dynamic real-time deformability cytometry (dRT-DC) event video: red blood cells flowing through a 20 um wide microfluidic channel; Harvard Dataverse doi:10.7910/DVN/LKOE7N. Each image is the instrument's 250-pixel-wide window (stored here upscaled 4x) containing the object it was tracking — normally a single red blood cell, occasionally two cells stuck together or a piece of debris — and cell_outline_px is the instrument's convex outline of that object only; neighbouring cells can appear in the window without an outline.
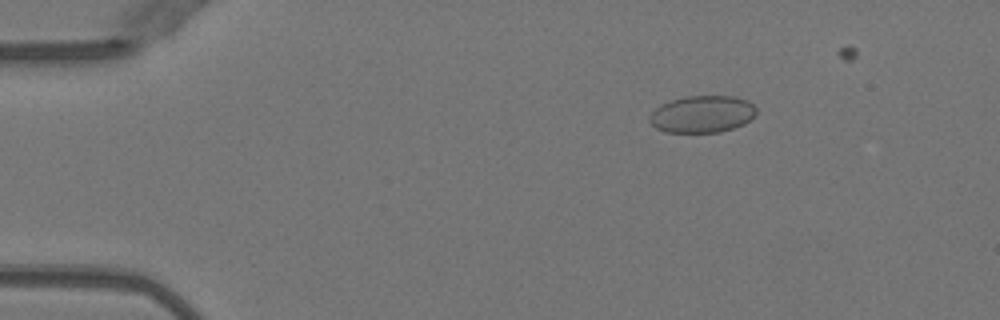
{"species": "Egyptian fruit bat (a non-hibernating species)", "species_latin": "Rousettus aegyptiacus", "temperature_condition": "warm", "stored_images_in_passage": 42, "camera_frame_rate_fps": 3000, "um_per_image_px": 0.085, "animal": {"sex": "female"}, "frame": {"image": 1, "passage_image": 4, "time_ms": 1.0, "image_size_px": [1000, 320], "cell_outline_px": [[756, 112], [744, 124], [720, 132], [664, 132], [656, 128], [648, 120], [648, 116], [660, 104], [684, 96], [736, 96], [748, 100], [756, 108]], "centroid_in_image_um": [59.66, 9.69], "position_along_channel_um": 25.3, "area_um2": 23.06}}
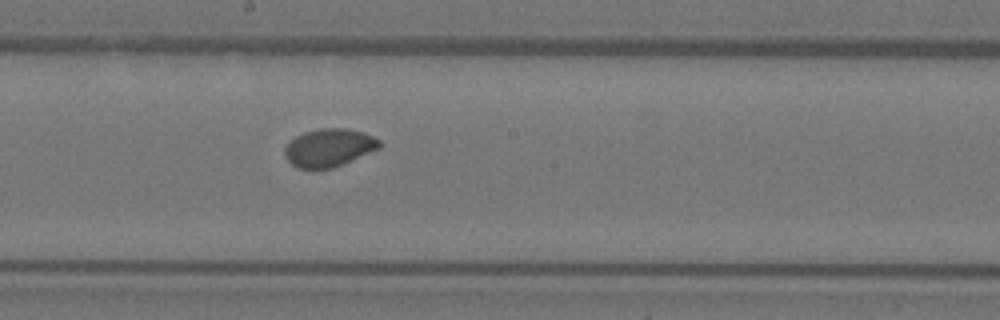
{"frame": {"image": 2, "passage_image": 24, "time_ms": 7.667, "image_size_px": [1000, 320], "cell_outline_px": [[380, 148], [332, 168], [296, 168], [284, 156], [284, 148], [296, 136], [304, 132], [320, 128], [348, 128], [372, 136], [380, 140]], "centroid_in_image_um": [27.94, 12.55], "position_along_channel_um": 220.3, "area_um2": 20.69}}
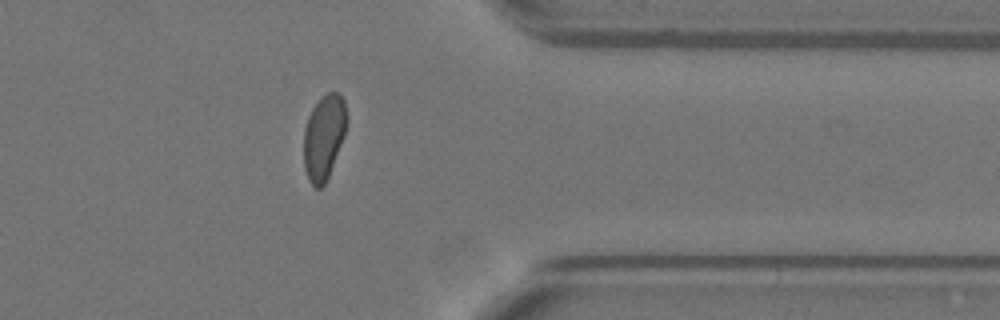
{"frame": {"image": 3, "passage_image": 37, "time_ms": 12.0, "image_size_px": [1000, 320], "cell_outline_px": [[348, 124], [344, 136], [328, 176], [324, 184], [320, 188], [316, 188], [308, 180], [304, 168], [304, 128], [308, 116], [312, 108], [320, 96], [328, 92], [336, 92], [344, 100], [348, 116]], "centroid_in_image_um": [27.53, 11.61], "position_along_channel_um": 383.9, "area_um2": 21.39}, "authors_computed_cell_mechanics": {"area_um2": 21.5883, "velocity_mm_per_s": 4.0205, "shape_relaxation_time_tau1_ms": 5.6492, "shape_relaxation_time_tau2_ms": null, "deformation_change_tau1": 0.0831, "deformation_change_tau2": null}}